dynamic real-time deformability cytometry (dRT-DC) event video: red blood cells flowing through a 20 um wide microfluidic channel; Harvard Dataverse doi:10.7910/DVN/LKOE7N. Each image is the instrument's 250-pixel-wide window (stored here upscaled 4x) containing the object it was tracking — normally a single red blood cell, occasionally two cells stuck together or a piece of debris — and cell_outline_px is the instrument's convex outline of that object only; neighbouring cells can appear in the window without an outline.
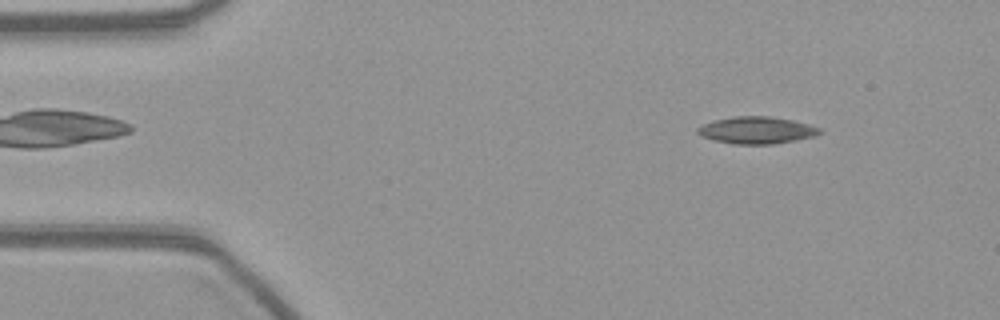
{"species": "common noctule bat (a hibernating species)", "species_latin": "Nyctalus noctula", "temperature_condition": "warm", "stored_images_in_passage": 55, "camera_frame_rate_fps": 3000, "um_per_image_px": 0.085, "animal": {"sex": "female", "body_mass_g": 21.9}, "frame": {"image": 1, "passage_image": 6, "time_ms": 1.667, "image_size_px": [1000, 320], "cell_outline_px": [[824, 132], [816, 136], [796, 140], [772, 144], [732, 144], [712, 140], [700, 136], [696, 132], [696, 128], [712, 120], [732, 116], [768, 116], [792, 120], [808, 124], [820, 128]], "centroid_in_image_um": [64.29, 11.07], "position_along_channel_um": 20.7, "area_um2": 19.48}}
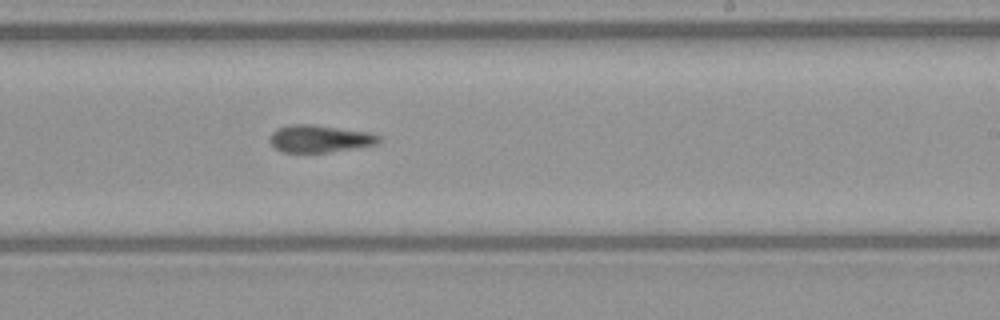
{"frame": {"image": 2, "passage_image": 32, "time_ms": 10.333, "image_size_px": [1000, 320], "cell_outline_px": [[380, 140], [376, 144], [356, 148], [328, 152], [280, 152], [268, 140], [272, 132], [276, 128], [292, 124], [312, 124], [368, 132], [380, 136]], "centroid_in_image_um": [27.14, 11.79], "position_along_channel_um": 261.9, "area_um2": 17.34}}
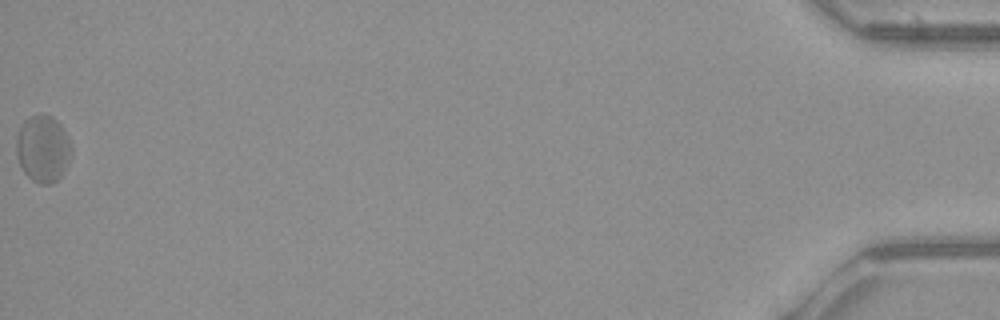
{"frame": {"image": 3, "passage_image": 55, "time_ms": 18.0, "image_size_px": [1000, 320], "cell_outline_px": [[72, 152], [68, 164], [64, 172], [56, 180], [48, 184], [40, 184], [32, 180], [24, 172], [20, 164], [16, 152], [16, 140], [20, 128], [24, 120], [32, 116], [52, 116], [60, 124], [72, 148]], "centroid_in_image_um": [3.65, 12.67], "position_along_channel_um": 431.6, "area_um2": 21.1}}